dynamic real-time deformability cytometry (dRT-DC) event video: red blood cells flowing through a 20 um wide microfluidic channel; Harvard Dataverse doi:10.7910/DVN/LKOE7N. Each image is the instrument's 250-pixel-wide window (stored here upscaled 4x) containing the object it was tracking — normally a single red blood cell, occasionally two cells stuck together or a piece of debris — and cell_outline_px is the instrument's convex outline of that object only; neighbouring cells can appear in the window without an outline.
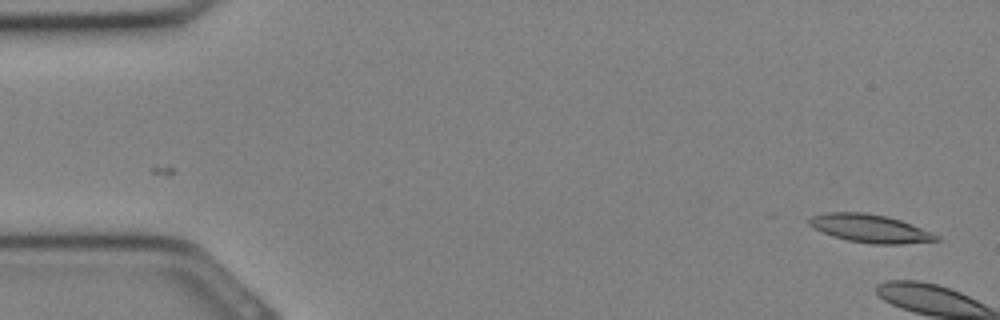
{"species": "Egyptian fruit bat (a non-hibernating species)", "species_latin": "Rousettus aegyptiacus", "temperature_condition": "cold", "stored_images_in_passage": 3, "camera_frame_rate_fps": 3000, "um_per_image_px": 0.085, "animal": {"sex": "female"}, "frame": {"image": 1, "passage_image": 1, "time_ms": 0.0, "image_size_px": [1000, 320], "cell_outline_px": [[940, 240], [900, 244], [872, 244], [848, 240], [832, 236], [812, 228], [808, 224], [808, 220], [812, 216], [824, 212], [864, 212], [888, 216], [912, 224], [940, 236]], "centroid_in_image_um": [73.93, 19.41], "position_along_channel_um": 11.1, "area_um2": 20.92}}